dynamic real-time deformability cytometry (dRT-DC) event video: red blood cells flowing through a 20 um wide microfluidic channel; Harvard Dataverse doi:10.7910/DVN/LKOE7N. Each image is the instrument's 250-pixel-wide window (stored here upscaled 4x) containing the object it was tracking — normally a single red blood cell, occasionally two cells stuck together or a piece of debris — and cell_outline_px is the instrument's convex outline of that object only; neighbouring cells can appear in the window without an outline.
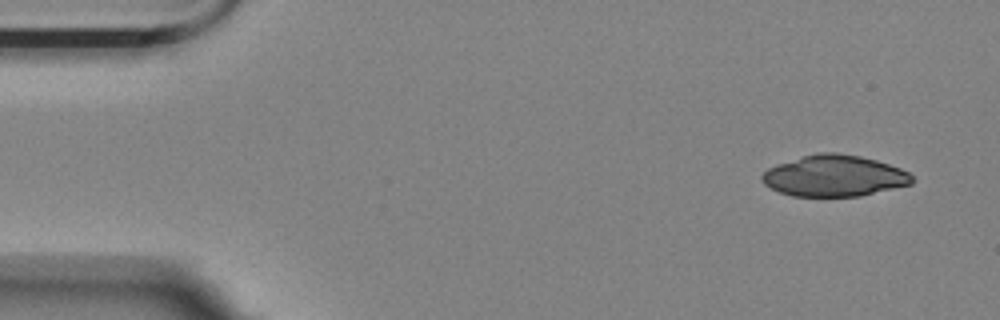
{"species": "Egyptian fruit bat (a non-hibernating species)", "species_latin": "Rousettus aegyptiacus", "temperature_condition": "room temperature", "stored_images_in_passage": 4, "camera_frame_rate_fps": 3000, "um_per_image_px": 0.085, "animal": {"sex": "female"}, "frame": {"image": 1, "passage_image": 1, "time_ms": 0.0, "image_size_px": [1000, 320], "cell_outline_px": [[916, 180], [912, 184], [860, 196], [792, 196], [780, 192], [764, 184], [760, 180], [760, 176], [768, 168], [776, 164], [816, 152], [836, 152], [860, 156], [876, 160], [900, 168], [908, 172]], "centroid_in_image_um": [70.91, 14.94], "position_along_channel_um": 14.1, "area_um2": 36.18}}